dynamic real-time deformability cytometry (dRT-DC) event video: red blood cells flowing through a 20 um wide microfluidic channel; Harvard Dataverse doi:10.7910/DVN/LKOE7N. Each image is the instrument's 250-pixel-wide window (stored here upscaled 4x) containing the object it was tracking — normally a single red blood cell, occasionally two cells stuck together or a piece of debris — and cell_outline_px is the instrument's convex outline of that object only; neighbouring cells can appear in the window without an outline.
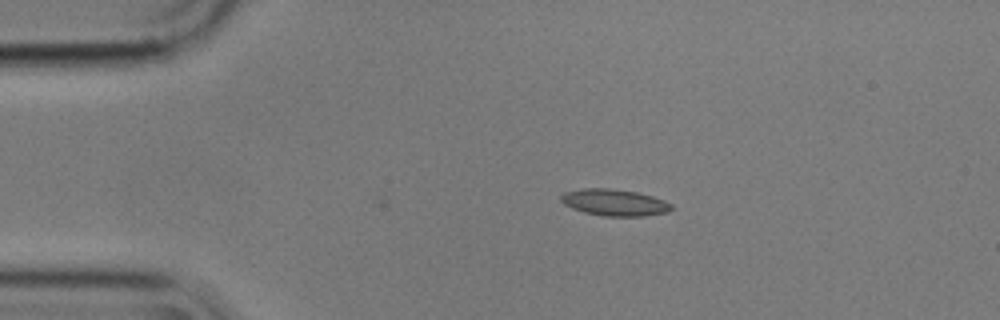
{"species": "common noctule bat (a hibernating species)", "species_latin": "Nyctalus noctula", "temperature_condition": "cold", "stored_images_in_passage": 9, "camera_frame_rate_fps": 3000, "um_per_image_px": 0.085, "animal": {"sex": "male", "body_mass_g": 17.9}, "frame": {"image": 1, "passage_image": 1, "time_ms": 0.0, "image_size_px": [1000, 320], "cell_outline_px": [[672, 208], [668, 212], [644, 216], [604, 216], [584, 212], [572, 208], [564, 204], [560, 200], [560, 196], [564, 192], [584, 188], [612, 188], [636, 192], [652, 196], [664, 200], [672, 204]], "centroid_in_image_um": [52.22, 17.21], "position_along_channel_um": 32.8, "area_um2": 17.17}}
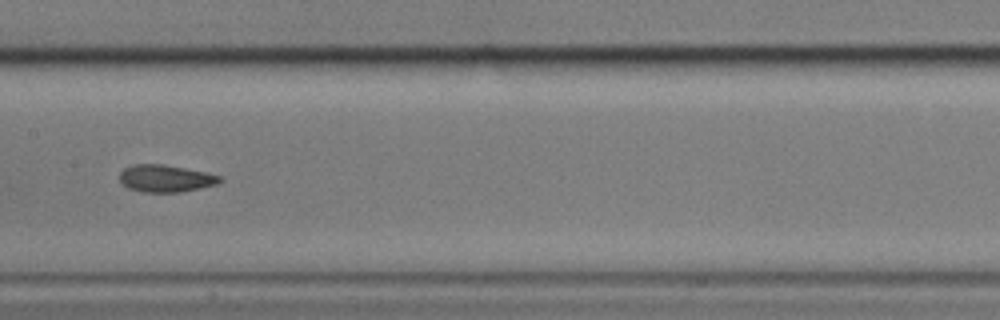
{"frame": {"image": 2, "passage_image": 6, "time_ms": 1.667, "image_size_px": [1000, 320], "cell_outline_px": [[224, 180], [216, 184], [200, 188], [180, 192], [144, 192], [128, 188], [120, 180], [120, 172], [124, 168], [132, 164], [164, 164], [208, 172], [220, 176]], "centroid_in_image_um": [14.1, 15.15], "position_along_channel_um": 193.3, "area_um2": 15.95}}
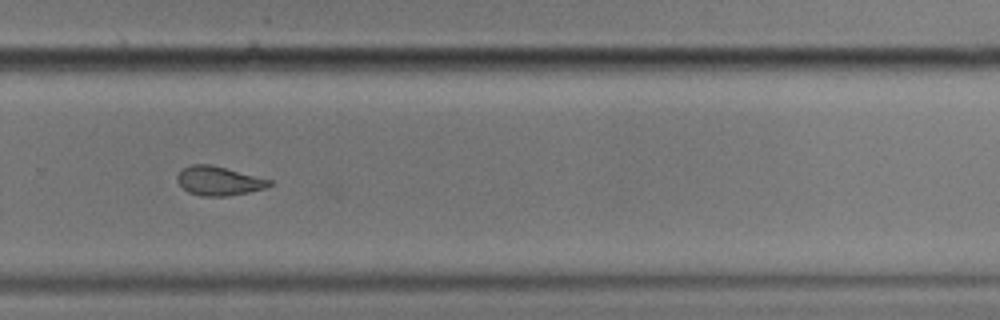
{"frame": {"image": 3, "passage_image": 9, "time_ms": 2.667, "image_size_px": [1000, 320], "cell_outline_px": [[272, 184], [264, 188], [248, 192], [228, 196], [200, 196], [188, 192], [176, 180], [176, 176], [184, 168], [192, 164], [212, 164], [272, 180]], "centroid_in_image_um": [18.59, 15.37], "position_along_channel_um": 311.2, "area_um2": 15.55}}